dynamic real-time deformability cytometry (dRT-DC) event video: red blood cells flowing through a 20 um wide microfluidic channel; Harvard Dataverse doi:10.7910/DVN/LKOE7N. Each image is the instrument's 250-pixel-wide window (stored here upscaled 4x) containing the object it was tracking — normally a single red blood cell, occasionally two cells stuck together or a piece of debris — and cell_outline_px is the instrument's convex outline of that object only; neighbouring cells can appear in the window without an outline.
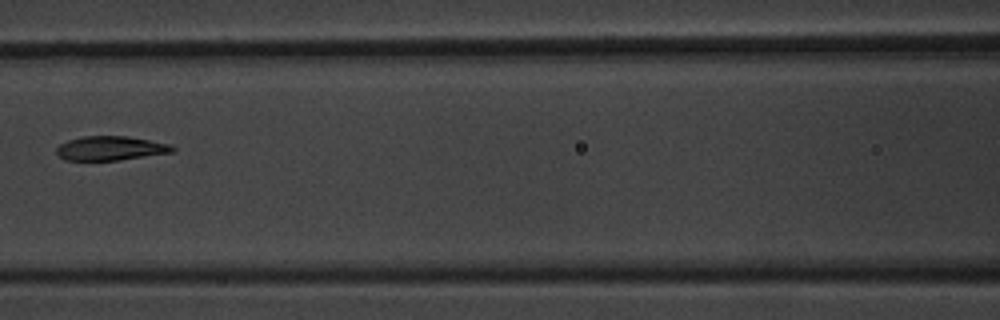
{"species": "common noctule bat (a hibernating species)", "species_latin": "Nyctalus noctula", "temperature_condition": "warm", "stored_images_in_passage": 8, "camera_frame_rate_fps": 3000, "um_per_image_px": 0.085, "animal": {"sex": "male", "body_mass_g": 20.1, "forearm_length_mm": 53.5}, "frame": {"image": 1, "passage_image": 8, "time_ms": 8.333, "image_size_px": [1000, 320], "cell_outline_px": [[176, 152], [116, 160], [64, 160], [56, 152], [56, 148], [60, 144], [68, 140], [84, 136], [128, 136], [172, 144], [176, 148]], "centroid_in_image_um": [9.44, 12.6], "position_along_channel_um": 157.2, "area_um2": 16.42}}